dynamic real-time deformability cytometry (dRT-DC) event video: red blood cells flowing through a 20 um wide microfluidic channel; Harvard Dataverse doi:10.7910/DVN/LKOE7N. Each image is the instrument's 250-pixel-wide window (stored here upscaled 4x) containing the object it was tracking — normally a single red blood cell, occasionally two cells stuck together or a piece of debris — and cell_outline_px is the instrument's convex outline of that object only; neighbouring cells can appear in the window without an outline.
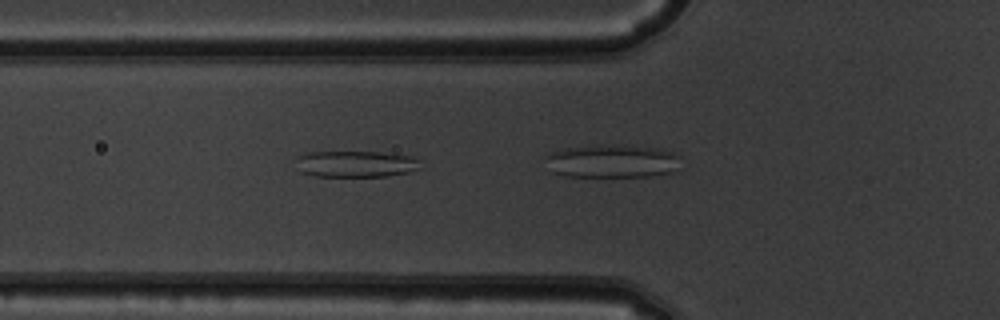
{"species": "common noctule bat (a hibernating species)", "species_latin": "Nyctalus noctula", "temperature_condition": "warm", "stored_images_in_passage": 10, "camera_frame_rate_fps": 3000, "um_per_image_px": 0.085, "animal": {"sex": "male", "body_mass_g": 19.5, "forearm_length_mm": 54.6}, "frame": {"image": 1, "passage_image": 7, "time_ms": 2.0, "image_size_px": [1000, 320], "cell_outline_px": [[420, 168], [408, 172], [388, 176], [316, 176], [300, 172], [296, 156], [308, 152], [376, 152], [412, 156], [420, 160]], "centroid_in_image_um": [30.25, 13.93], "position_along_channel_um": 95.6, "area_um2": 19.07}}